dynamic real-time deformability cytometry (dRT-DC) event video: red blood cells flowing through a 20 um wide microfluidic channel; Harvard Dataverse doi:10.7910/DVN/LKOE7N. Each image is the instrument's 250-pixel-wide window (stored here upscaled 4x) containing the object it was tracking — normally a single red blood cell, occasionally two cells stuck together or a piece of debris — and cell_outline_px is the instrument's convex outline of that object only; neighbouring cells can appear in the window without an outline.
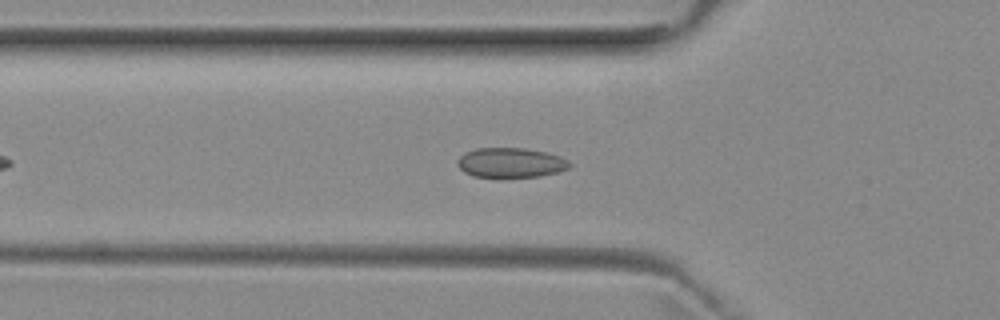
{"species": "common noctule bat (a hibernating species)", "species_latin": "Nyctalus noctula", "temperature_condition": "room temperature", "stored_images_in_passage": 44, "camera_frame_rate_fps": 3000, "um_per_image_px": 0.085, "animal": {"sex": "female", "body_mass_g": 29.2, "forearm_length_mm": 56.3}, "frame": {"image": 1, "passage_image": 10, "time_ms": 3.0, "image_size_px": [1000, 320], "cell_outline_px": [[572, 164], [568, 168], [556, 172], [540, 176], [504, 180], [472, 176], [464, 172], [456, 164], [456, 160], [464, 152], [476, 148], [524, 148], [544, 152], [560, 156], [568, 160]], "centroid_in_image_um": [43.35, 13.87], "position_along_channel_um": 82.4, "area_um2": 20.23}}
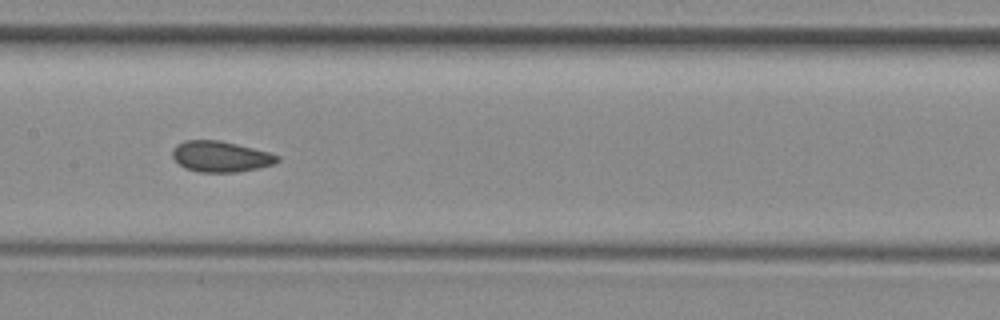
{"frame": {"image": 2, "passage_image": 18, "time_ms": 5.667, "image_size_px": [1000, 320], "cell_outline_px": [[280, 160], [272, 164], [256, 168], [236, 172], [200, 172], [184, 168], [172, 156], [172, 152], [176, 144], [184, 140], [220, 140], [268, 152], [280, 156]], "centroid_in_image_um": [18.72, 13.3], "position_along_channel_um": 188.7, "area_um2": 18.67}}
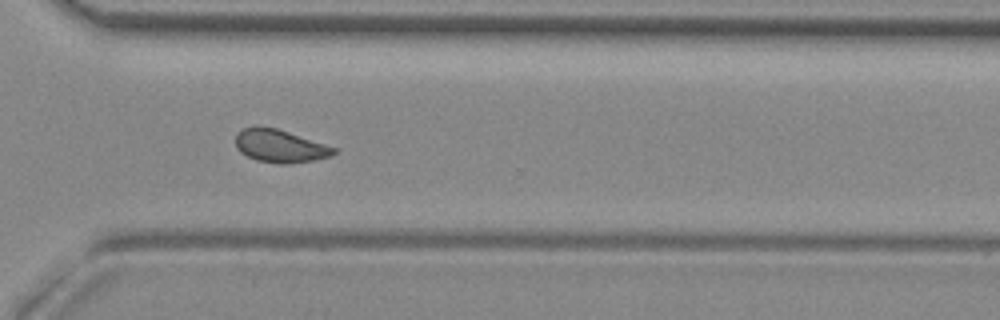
{"frame": {"image": 3, "passage_image": 30, "time_ms": 9.667, "image_size_px": [1000, 320], "cell_outline_px": [[336, 152], [332, 156], [292, 164], [280, 164], [256, 160], [240, 152], [236, 148], [236, 132], [244, 128], [256, 124], [276, 128], [336, 148]], "centroid_in_image_um": [23.75, 12.4], "position_along_channel_um": 346.9, "area_um2": 18.9}, "authors_computed_cell_mechanics": {"area_um2": 18.785, "velocity_mm_per_s": 3.9595, "shape_relaxation_time_tau1_ms": null, "shape_relaxation_time_tau2_ms": 1.7723, "deformation_change_tau1": null, "deformation_change_tau2": 0.0479}}